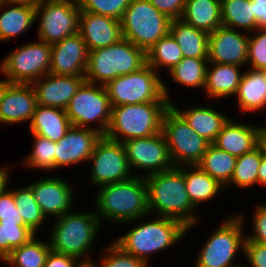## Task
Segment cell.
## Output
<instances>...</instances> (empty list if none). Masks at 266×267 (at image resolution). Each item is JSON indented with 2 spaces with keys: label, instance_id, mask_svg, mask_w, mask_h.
Instances as JSON below:
<instances>
[{
  "label": "cell",
  "instance_id": "cell-17",
  "mask_svg": "<svg viewBox=\"0 0 266 267\" xmlns=\"http://www.w3.org/2000/svg\"><path fill=\"white\" fill-rule=\"evenodd\" d=\"M102 136L95 128L72 125L65 136L56 142L55 168L88 161Z\"/></svg>",
  "mask_w": 266,
  "mask_h": 267
},
{
  "label": "cell",
  "instance_id": "cell-16",
  "mask_svg": "<svg viewBox=\"0 0 266 267\" xmlns=\"http://www.w3.org/2000/svg\"><path fill=\"white\" fill-rule=\"evenodd\" d=\"M249 37L240 31L220 26L208 36V62L217 64L246 65Z\"/></svg>",
  "mask_w": 266,
  "mask_h": 267
},
{
  "label": "cell",
  "instance_id": "cell-50",
  "mask_svg": "<svg viewBox=\"0 0 266 267\" xmlns=\"http://www.w3.org/2000/svg\"><path fill=\"white\" fill-rule=\"evenodd\" d=\"M258 183L266 186V152L263 150V156L258 169Z\"/></svg>",
  "mask_w": 266,
  "mask_h": 267
},
{
  "label": "cell",
  "instance_id": "cell-24",
  "mask_svg": "<svg viewBox=\"0 0 266 267\" xmlns=\"http://www.w3.org/2000/svg\"><path fill=\"white\" fill-rule=\"evenodd\" d=\"M10 4L14 6L0 15V41L18 36L36 21L34 2L0 0V9Z\"/></svg>",
  "mask_w": 266,
  "mask_h": 267
},
{
  "label": "cell",
  "instance_id": "cell-5",
  "mask_svg": "<svg viewBox=\"0 0 266 267\" xmlns=\"http://www.w3.org/2000/svg\"><path fill=\"white\" fill-rule=\"evenodd\" d=\"M186 232L187 227L180 221L161 216L131 229L114 243L124 252L149 264L151 253L173 246Z\"/></svg>",
  "mask_w": 266,
  "mask_h": 267
},
{
  "label": "cell",
  "instance_id": "cell-29",
  "mask_svg": "<svg viewBox=\"0 0 266 267\" xmlns=\"http://www.w3.org/2000/svg\"><path fill=\"white\" fill-rule=\"evenodd\" d=\"M171 106L199 136L203 137L210 144L214 142L223 125L229 119L210 107H193L186 111H179L173 103H171Z\"/></svg>",
  "mask_w": 266,
  "mask_h": 267
},
{
  "label": "cell",
  "instance_id": "cell-53",
  "mask_svg": "<svg viewBox=\"0 0 266 267\" xmlns=\"http://www.w3.org/2000/svg\"><path fill=\"white\" fill-rule=\"evenodd\" d=\"M10 84H11V81L8 78L3 79V81H0V101L2 100L3 95Z\"/></svg>",
  "mask_w": 266,
  "mask_h": 267
},
{
  "label": "cell",
  "instance_id": "cell-25",
  "mask_svg": "<svg viewBox=\"0 0 266 267\" xmlns=\"http://www.w3.org/2000/svg\"><path fill=\"white\" fill-rule=\"evenodd\" d=\"M72 126L64 109L37 105L30 121V130L53 142L63 138Z\"/></svg>",
  "mask_w": 266,
  "mask_h": 267
},
{
  "label": "cell",
  "instance_id": "cell-46",
  "mask_svg": "<svg viewBox=\"0 0 266 267\" xmlns=\"http://www.w3.org/2000/svg\"><path fill=\"white\" fill-rule=\"evenodd\" d=\"M254 214V233L252 236H246V239L251 242L266 244V205L257 206Z\"/></svg>",
  "mask_w": 266,
  "mask_h": 267
},
{
  "label": "cell",
  "instance_id": "cell-48",
  "mask_svg": "<svg viewBox=\"0 0 266 267\" xmlns=\"http://www.w3.org/2000/svg\"><path fill=\"white\" fill-rule=\"evenodd\" d=\"M78 261V258L74 256L50 250L44 267H74Z\"/></svg>",
  "mask_w": 266,
  "mask_h": 267
},
{
  "label": "cell",
  "instance_id": "cell-27",
  "mask_svg": "<svg viewBox=\"0 0 266 267\" xmlns=\"http://www.w3.org/2000/svg\"><path fill=\"white\" fill-rule=\"evenodd\" d=\"M238 105L243 112L266 107V71L251 69L242 74L236 92Z\"/></svg>",
  "mask_w": 266,
  "mask_h": 267
},
{
  "label": "cell",
  "instance_id": "cell-42",
  "mask_svg": "<svg viewBox=\"0 0 266 267\" xmlns=\"http://www.w3.org/2000/svg\"><path fill=\"white\" fill-rule=\"evenodd\" d=\"M108 255H104L100 267H148L147 263L131 254L124 252L113 243L105 249Z\"/></svg>",
  "mask_w": 266,
  "mask_h": 267
},
{
  "label": "cell",
  "instance_id": "cell-36",
  "mask_svg": "<svg viewBox=\"0 0 266 267\" xmlns=\"http://www.w3.org/2000/svg\"><path fill=\"white\" fill-rule=\"evenodd\" d=\"M146 57L147 64L155 71L164 65L169 71L182 60L183 54L176 40L168 33L146 52Z\"/></svg>",
  "mask_w": 266,
  "mask_h": 267
},
{
  "label": "cell",
  "instance_id": "cell-9",
  "mask_svg": "<svg viewBox=\"0 0 266 267\" xmlns=\"http://www.w3.org/2000/svg\"><path fill=\"white\" fill-rule=\"evenodd\" d=\"M161 132L175 167L197 165L210 145L172 106L164 113Z\"/></svg>",
  "mask_w": 266,
  "mask_h": 267
},
{
  "label": "cell",
  "instance_id": "cell-2",
  "mask_svg": "<svg viewBox=\"0 0 266 267\" xmlns=\"http://www.w3.org/2000/svg\"><path fill=\"white\" fill-rule=\"evenodd\" d=\"M96 195L95 212L99 218L104 217L114 222H130L148 215V191L143 176L134 175L126 181L100 186Z\"/></svg>",
  "mask_w": 266,
  "mask_h": 267
},
{
  "label": "cell",
  "instance_id": "cell-33",
  "mask_svg": "<svg viewBox=\"0 0 266 267\" xmlns=\"http://www.w3.org/2000/svg\"><path fill=\"white\" fill-rule=\"evenodd\" d=\"M222 25L240 27L251 32L257 30L251 0H221Z\"/></svg>",
  "mask_w": 266,
  "mask_h": 267
},
{
  "label": "cell",
  "instance_id": "cell-11",
  "mask_svg": "<svg viewBox=\"0 0 266 267\" xmlns=\"http://www.w3.org/2000/svg\"><path fill=\"white\" fill-rule=\"evenodd\" d=\"M1 62L0 71L11 83L31 84L49 74L51 45L38 40L14 50Z\"/></svg>",
  "mask_w": 266,
  "mask_h": 267
},
{
  "label": "cell",
  "instance_id": "cell-15",
  "mask_svg": "<svg viewBox=\"0 0 266 267\" xmlns=\"http://www.w3.org/2000/svg\"><path fill=\"white\" fill-rule=\"evenodd\" d=\"M130 169H145L143 177L174 168L162 132L153 136L133 138L123 142Z\"/></svg>",
  "mask_w": 266,
  "mask_h": 267
},
{
  "label": "cell",
  "instance_id": "cell-34",
  "mask_svg": "<svg viewBox=\"0 0 266 267\" xmlns=\"http://www.w3.org/2000/svg\"><path fill=\"white\" fill-rule=\"evenodd\" d=\"M35 237L28 243L13 249L3 262L13 267H44L51 250L50 243L39 241Z\"/></svg>",
  "mask_w": 266,
  "mask_h": 267
},
{
  "label": "cell",
  "instance_id": "cell-47",
  "mask_svg": "<svg viewBox=\"0 0 266 267\" xmlns=\"http://www.w3.org/2000/svg\"><path fill=\"white\" fill-rule=\"evenodd\" d=\"M161 13L168 16L171 20L182 17L186 0H149Z\"/></svg>",
  "mask_w": 266,
  "mask_h": 267
},
{
  "label": "cell",
  "instance_id": "cell-49",
  "mask_svg": "<svg viewBox=\"0 0 266 267\" xmlns=\"http://www.w3.org/2000/svg\"><path fill=\"white\" fill-rule=\"evenodd\" d=\"M257 29L266 28V0H251Z\"/></svg>",
  "mask_w": 266,
  "mask_h": 267
},
{
  "label": "cell",
  "instance_id": "cell-43",
  "mask_svg": "<svg viewBox=\"0 0 266 267\" xmlns=\"http://www.w3.org/2000/svg\"><path fill=\"white\" fill-rule=\"evenodd\" d=\"M258 31V35L249 37L247 64L251 69L266 71V28Z\"/></svg>",
  "mask_w": 266,
  "mask_h": 267
},
{
  "label": "cell",
  "instance_id": "cell-4",
  "mask_svg": "<svg viewBox=\"0 0 266 267\" xmlns=\"http://www.w3.org/2000/svg\"><path fill=\"white\" fill-rule=\"evenodd\" d=\"M171 102H145L112 107L106 138L125 142L133 138L153 136L161 132L162 119ZM120 138V137H122Z\"/></svg>",
  "mask_w": 266,
  "mask_h": 267
},
{
  "label": "cell",
  "instance_id": "cell-1",
  "mask_svg": "<svg viewBox=\"0 0 266 267\" xmlns=\"http://www.w3.org/2000/svg\"><path fill=\"white\" fill-rule=\"evenodd\" d=\"M144 178L147 184L149 211L156 209L160 217L178 220L189 231L197 222V218L191 213L195 206L187 193L183 172L174 167Z\"/></svg>",
  "mask_w": 266,
  "mask_h": 267
},
{
  "label": "cell",
  "instance_id": "cell-54",
  "mask_svg": "<svg viewBox=\"0 0 266 267\" xmlns=\"http://www.w3.org/2000/svg\"><path fill=\"white\" fill-rule=\"evenodd\" d=\"M260 145L262 146L263 150L266 152V127L260 128Z\"/></svg>",
  "mask_w": 266,
  "mask_h": 267
},
{
  "label": "cell",
  "instance_id": "cell-6",
  "mask_svg": "<svg viewBox=\"0 0 266 267\" xmlns=\"http://www.w3.org/2000/svg\"><path fill=\"white\" fill-rule=\"evenodd\" d=\"M171 21L149 0H131L120 20L123 39L147 52L169 33Z\"/></svg>",
  "mask_w": 266,
  "mask_h": 267
},
{
  "label": "cell",
  "instance_id": "cell-10",
  "mask_svg": "<svg viewBox=\"0 0 266 267\" xmlns=\"http://www.w3.org/2000/svg\"><path fill=\"white\" fill-rule=\"evenodd\" d=\"M98 86L85 81L71 98L65 112L73 126L89 128V122L97 121L100 126L95 130L104 136L110 124L112 105L106 87Z\"/></svg>",
  "mask_w": 266,
  "mask_h": 267
},
{
  "label": "cell",
  "instance_id": "cell-38",
  "mask_svg": "<svg viewBox=\"0 0 266 267\" xmlns=\"http://www.w3.org/2000/svg\"><path fill=\"white\" fill-rule=\"evenodd\" d=\"M14 200L18 210L23 218L24 224L29 227L34 233L47 220L42 213L40 206L36 203L33 191L30 186L12 190Z\"/></svg>",
  "mask_w": 266,
  "mask_h": 267
},
{
  "label": "cell",
  "instance_id": "cell-14",
  "mask_svg": "<svg viewBox=\"0 0 266 267\" xmlns=\"http://www.w3.org/2000/svg\"><path fill=\"white\" fill-rule=\"evenodd\" d=\"M89 160L93 161L90 178L96 185L122 182L133 177L132 174L130 176L126 150L121 142L102 136Z\"/></svg>",
  "mask_w": 266,
  "mask_h": 267
},
{
  "label": "cell",
  "instance_id": "cell-51",
  "mask_svg": "<svg viewBox=\"0 0 266 267\" xmlns=\"http://www.w3.org/2000/svg\"><path fill=\"white\" fill-rule=\"evenodd\" d=\"M9 172L7 168H1L0 169V194L4 192L7 188L8 178H9Z\"/></svg>",
  "mask_w": 266,
  "mask_h": 267
},
{
  "label": "cell",
  "instance_id": "cell-30",
  "mask_svg": "<svg viewBox=\"0 0 266 267\" xmlns=\"http://www.w3.org/2000/svg\"><path fill=\"white\" fill-rule=\"evenodd\" d=\"M169 33L180 46L183 57L208 58L209 34L205 31L176 19L171 21Z\"/></svg>",
  "mask_w": 266,
  "mask_h": 267
},
{
  "label": "cell",
  "instance_id": "cell-8",
  "mask_svg": "<svg viewBox=\"0 0 266 267\" xmlns=\"http://www.w3.org/2000/svg\"><path fill=\"white\" fill-rule=\"evenodd\" d=\"M57 218L50 235L51 250L85 259L84 255H88L101 224L96 213L69 212Z\"/></svg>",
  "mask_w": 266,
  "mask_h": 267
},
{
  "label": "cell",
  "instance_id": "cell-56",
  "mask_svg": "<svg viewBox=\"0 0 266 267\" xmlns=\"http://www.w3.org/2000/svg\"><path fill=\"white\" fill-rule=\"evenodd\" d=\"M9 1H14V0H9ZM17 1H30V2H38V1H43V0H17Z\"/></svg>",
  "mask_w": 266,
  "mask_h": 267
},
{
  "label": "cell",
  "instance_id": "cell-21",
  "mask_svg": "<svg viewBox=\"0 0 266 267\" xmlns=\"http://www.w3.org/2000/svg\"><path fill=\"white\" fill-rule=\"evenodd\" d=\"M29 186L46 218L49 215L60 217L70 212L73 199L72 187L63 179L45 177Z\"/></svg>",
  "mask_w": 266,
  "mask_h": 267
},
{
  "label": "cell",
  "instance_id": "cell-41",
  "mask_svg": "<svg viewBox=\"0 0 266 267\" xmlns=\"http://www.w3.org/2000/svg\"><path fill=\"white\" fill-rule=\"evenodd\" d=\"M131 0H78L80 10L121 20Z\"/></svg>",
  "mask_w": 266,
  "mask_h": 267
},
{
  "label": "cell",
  "instance_id": "cell-19",
  "mask_svg": "<svg viewBox=\"0 0 266 267\" xmlns=\"http://www.w3.org/2000/svg\"><path fill=\"white\" fill-rule=\"evenodd\" d=\"M85 81V76L49 73L31 83V85L35 91L37 105L65 110L71 98Z\"/></svg>",
  "mask_w": 266,
  "mask_h": 267
},
{
  "label": "cell",
  "instance_id": "cell-20",
  "mask_svg": "<svg viewBox=\"0 0 266 267\" xmlns=\"http://www.w3.org/2000/svg\"><path fill=\"white\" fill-rule=\"evenodd\" d=\"M78 33L84 39L88 51L116 44L123 38L119 20L82 10Z\"/></svg>",
  "mask_w": 266,
  "mask_h": 267
},
{
  "label": "cell",
  "instance_id": "cell-37",
  "mask_svg": "<svg viewBox=\"0 0 266 267\" xmlns=\"http://www.w3.org/2000/svg\"><path fill=\"white\" fill-rule=\"evenodd\" d=\"M263 156V148L259 144L252 151L237 157L234 174L229 184L237 187H251L258 184V169Z\"/></svg>",
  "mask_w": 266,
  "mask_h": 267
},
{
  "label": "cell",
  "instance_id": "cell-55",
  "mask_svg": "<svg viewBox=\"0 0 266 267\" xmlns=\"http://www.w3.org/2000/svg\"><path fill=\"white\" fill-rule=\"evenodd\" d=\"M43 1H68V2L78 3V0H43Z\"/></svg>",
  "mask_w": 266,
  "mask_h": 267
},
{
  "label": "cell",
  "instance_id": "cell-44",
  "mask_svg": "<svg viewBox=\"0 0 266 267\" xmlns=\"http://www.w3.org/2000/svg\"><path fill=\"white\" fill-rule=\"evenodd\" d=\"M0 223H17L25 225L16 206L12 190H5L0 194Z\"/></svg>",
  "mask_w": 266,
  "mask_h": 267
},
{
  "label": "cell",
  "instance_id": "cell-3",
  "mask_svg": "<svg viewBox=\"0 0 266 267\" xmlns=\"http://www.w3.org/2000/svg\"><path fill=\"white\" fill-rule=\"evenodd\" d=\"M147 64L146 52L121 39L113 45L89 51L86 82L107 85L113 79L140 70Z\"/></svg>",
  "mask_w": 266,
  "mask_h": 267
},
{
  "label": "cell",
  "instance_id": "cell-28",
  "mask_svg": "<svg viewBox=\"0 0 266 267\" xmlns=\"http://www.w3.org/2000/svg\"><path fill=\"white\" fill-rule=\"evenodd\" d=\"M207 66L205 92L210 97H228L236 94L242 74L237 65L211 63Z\"/></svg>",
  "mask_w": 266,
  "mask_h": 267
},
{
  "label": "cell",
  "instance_id": "cell-31",
  "mask_svg": "<svg viewBox=\"0 0 266 267\" xmlns=\"http://www.w3.org/2000/svg\"><path fill=\"white\" fill-rule=\"evenodd\" d=\"M181 167L179 166L178 168L184 174L186 190L195 207L202 201L204 202L216 196L224 188L197 165H186L185 168L181 165Z\"/></svg>",
  "mask_w": 266,
  "mask_h": 267
},
{
  "label": "cell",
  "instance_id": "cell-40",
  "mask_svg": "<svg viewBox=\"0 0 266 267\" xmlns=\"http://www.w3.org/2000/svg\"><path fill=\"white\" fill-rule=\"evenodd\" d=\"M34 139L33 151L26 158V166L38 167L44 170L55 169V149L56 142L42 136L32 134Z\"/></svg>",
  "mask_w": 266,
  "mask_h": 267
},
{
  "label": "cell",
  "instance_id": "cell-13",
  "mask_svg": "<svg viewBox=\"0 0 266 267\" xmlns=\"http://www.w3.org/2000/svg\"><path fill=\"white\" fill-rule=\"evenodd\" d=\"M243 217H229L216 229L198 254L195 267H236L232 265L238 249H244Z\"/></svg>",
  "mask_w": 266,
  "mask_h": 267
},
{
  "label": "cell",
  "instance_id": "cell-23",
  "mask_svg": "<svg viewBox=\"0 0 266 267\" xmlns=\"http://www.w3.org/2000/svg\"><path fill=\"white\" fill-rule=\"evenodd\" d=\"M212 144L231 155L242 156L260 144V127L228 119Z\"/></svg>",
  "mask_w": 266,
  "mask_h": 267
},
{
  "label": "cell",
  "instance_id": "cell-39",
  "mask_svg": "<svg viewBox=\"0 0 266 267\" xmlns=\"http://www.w3.org/2000/svg\"><path fill=\"white\" fill-rule=\"evenodd\" d=\"M36 233L26 225L0 223V260H4L13 249L28 243Z\"/></svg>",
  "mask_w": 266,
  "mask_h": 267
},
{
  "label": "cell",
  "instance_id": "cell-22",
  "mask_svg": "<svg viewBox=\"0 0 266 267\" xmlns=\"http://www.w3.org/2000/svg\"><path fill=\"white\" fill-rule=\"evenodd\" d=\"M37 101L31 84L11 83L0 101V123L31 121Z\"/></svg>",
  "mask_w": 266,
  "mask_h": 267
},
{
  "label": "cell",
  "instance_id": "cell-45",
  "mask_svg": "<svg viewBox=\"0 0 266 267\" xmlns=\"http://www.w3.org/2000/svg\"><path fill=\"white\" fill-rule=\"evenodd\" d=\"M245 256L251 267H266V244L245 240Z\"/></svg>",
  "mask_w": 266,
  "mask_h": 267
},
{
  "label": "cell",
  "instance_id": "cell-52",
  "mask_svg": "<svg viewBox=\"0 0 266 267\" xmlns=\"http://www.w3.org/2000/svg\"><path fill=\"white\" fill-rule=\"evenodd\" d=\"M93 260L90 259V256L87 257L86 259H81V261L79 262V264H75L74 267H99L96 266L94 262H92Z\"/></svg>",
  "mask_w": 266,
  "mask_h": 267
},
{
  "label": "cell",
  "instance_id": "cell-7",
  "mask_svg": "<svg viewBox=\"0 0 266 267\" xmlns=\"http://www.w3.org/2000/svg\"><path fill=\"white\" fill-rule=\"evenodd\" d=\"M146 64L140 70L119 76L105 85L112 107L145 102H170L159 74Z\"/></svg>",
  "mask_w": 266,
  "mask_h": 267
},
{
  "label": "cell",
  "instance_id": "cell-32",
  "mask_svg": "<svg viewBox=\"0 0 266 267\" xmlns=\"http://www.w3.org/2000/svg\"><path fill=\"white\" fill-rule=\"evenodd\" d=\"M236 159V156L210 144L197 166L225 187L234 174Z\"/></svg>",
  "mask_w": 266,
  "mask_h": 267
},
{
  "label": "cell",
  "instance_id": "cell-26",
  "mask_svg": "<svg viewBox=\"0 0 266 267\" xmlns=\"http://www.w3.org/2000/svg\"><path fill=\"white\" fill-rule=\"evenodd\" d=\"M180 19L210 34L222 26L221 0H186Z\"/></svg>",
  "mask_w": 266,
  "mask_h": 267
},
{
  "label": "cell",
  "instance_id": "cell-18",
  "mask_svg": "<svg viewBox=\"0 0 266 267\" xmlns=\"http://www.w3.org/2000/svg\"><path fill=\"white\" fill-rule=\"evenodd\" d=\"M89 51L79 33L51 45L50 74L85 76Z\"/></svg>",
  "mask_w": 266,
  "mask_h": 267
},
{
  "label": "cell",
  "instance_id": "cell-35",
  "mask_svg": "<svg viewBox=\"0 0 266 267\" xmlns=\"http://www.w3.org/2000/svg\"><path fill=\"white\" fill-rule=\"evenodd\" d=\"M208 58L183 57L168 71L173 81L193 88L205 87Z\"/></svg>",
  "mask_w": 266,
  "mask_h": 267
},
{
  "label": "cell",
  "instance_id": "cell-12",
  "mask_svg": "<svg viewBox=\"0 0 266 267\" xmlns=\"http://www.w3.org/2000/svg\"><path fill=\"white\" fill-rule=\"evenodd\" d=\"M80 7L68 1H38L35 3V20L40 16L39 40L49 45L78 33Z\"/></svg>",
  "mask_w": 266,
  "mask_h": 267
}]
</instances>
